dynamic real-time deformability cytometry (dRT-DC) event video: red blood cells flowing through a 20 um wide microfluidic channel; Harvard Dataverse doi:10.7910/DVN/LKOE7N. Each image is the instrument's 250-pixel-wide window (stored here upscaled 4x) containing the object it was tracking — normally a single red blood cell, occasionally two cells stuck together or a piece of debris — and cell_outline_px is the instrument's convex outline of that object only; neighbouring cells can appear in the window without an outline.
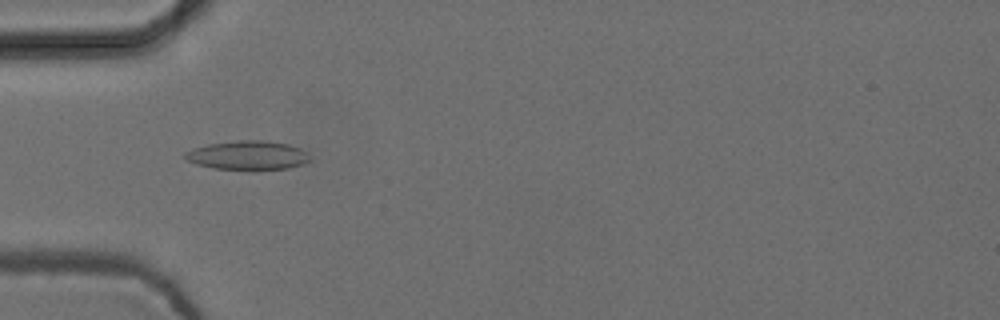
{"species": "common noctule bat (a hibernating species)", "species_latin": "Nyctalus noctula", "temperature_condition": "cold", "stored_images_in_passage": 46, "camera_frame_rate_fps": 3000, "um_per_image_px": 0.085, "animal": {"sex": "female", "body_mass_g": 24.6, "forearm_length_mm": 56.2}, "frame": {"image": 1, "passage_image": 9, "time_ms": 2.667, "image_size_px": [1000, 320], "cell_outline_px": [[312, 160], [288, 168], [256, 172], [252, 172], [212, 168], [196, 164], [188, 160], [184, 156], [184, 152], [208, 144], [236, 140], [268, 140], [288, 144], [300, 148], [308, 152]], "centroid_in_image_um": [21.1, 13.23], "position_along_channel_um": 63.9, "area_um2": 21.85}}
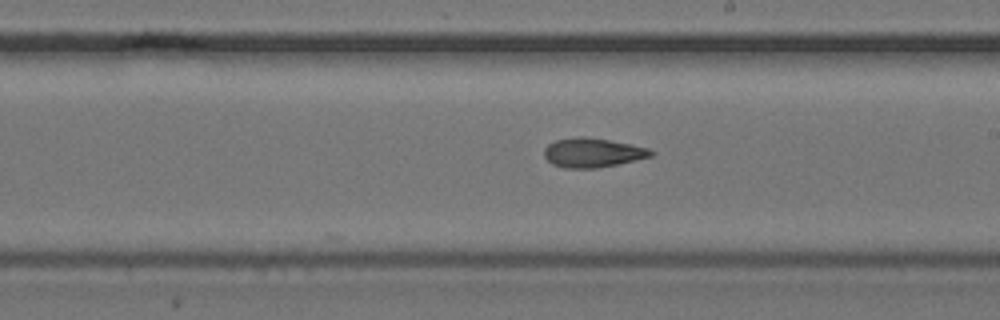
{"frame": {"image": 2, "passage_image": 23, "time_ms": 7.333, "image_size_px": [1000, 320], "cell_outline_px": [[656, 152], [652, 156], [616, 164], [596, 168], [564, 168], [552, 164], [544, 156], [544, 148], [548, 144], [556, 140], [580, 136], [608, 140], [648, 148]], "centroid_in_image_um": [50.34, 12.98], "position_along_channel_um": 238.7, "area_um2": 17.98}}
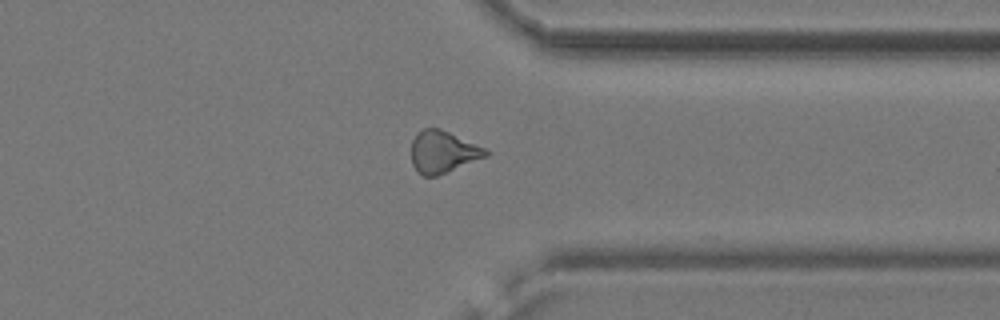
{"frame": {"image": 3, "passage_image": 34, "time_ms": 11.0, "image_size_px": [1000, 320], "cell_outline_px": [[492, 152], [488, 156], [436, 176], [424, 176], [416, 172], [412, 164], [412, 140], [416, 132], [424, 128], [440, 128], [484, 148]], "centroid_in_image_um": [37.63, 12.91], "position_along_channel_um": 373.8, "area_um2": 18.21}, "authors_computed_cell_mechanics": {"area_um2": 18.3226, "velocity_mm_per_s": 3.76, "shape_relaxation_time_tau1_ms": null, "shape_relaxation_time_tau2_ms": 5.25, "deformation_change_tau1": null, "deformation_change_tau2": 0.1449}}